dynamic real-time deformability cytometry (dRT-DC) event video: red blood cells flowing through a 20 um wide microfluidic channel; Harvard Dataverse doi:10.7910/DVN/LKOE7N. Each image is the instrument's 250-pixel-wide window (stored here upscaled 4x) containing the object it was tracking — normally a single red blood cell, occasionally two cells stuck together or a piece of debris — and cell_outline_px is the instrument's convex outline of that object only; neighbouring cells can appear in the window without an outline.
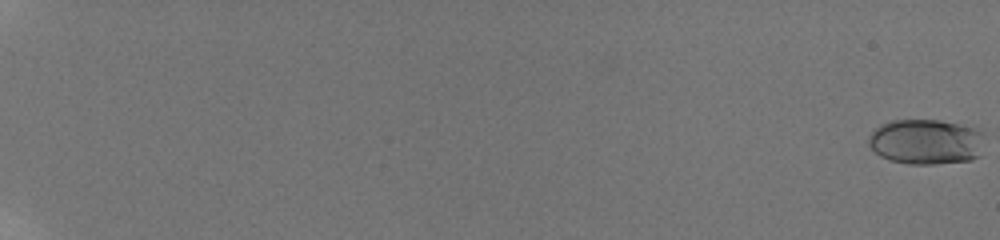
{"species": "human", "species_latin": "Homo sapiens", "temperature_condition": "room temperature", "stored_images_in_passage": 59, "camera_frame_rate_fps": 3000, "um_per_image_px": 0.085, "donor": {"sex": "male"}, "frame": {"image": 1, "passage_image": 1, "time_ms": 0.0, "image_size_px": [1000, 240], "cell_outline_px": [[984, 132], [980, 156], [972, 160], [932, 164], [908, 164], [888, 160], [880, 156], [868, 144], [868, 136], [880, 124], [888, 120], [940, 120], [972, 124]], "centroid_in_image_um": [78.76, 12.03], "position_along_channel_um": 6.2, "area_um2": 31.39}}
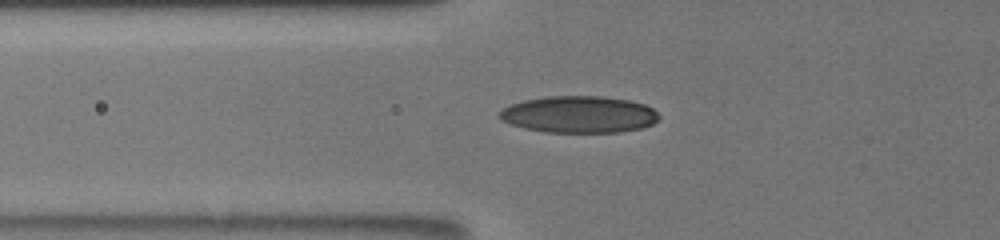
{"frame": {"image": 2, "passage_image": 27, "time_ms": 8.667, "image_size_px": [1000, 240], "cell_outline_px": [[660, 120], [652, 124], [640, 128], [616, 132], [544, 132], [524, 128], [508, 124], [500, 120], [496, 116], [496, 112], [512, 104], [524, 100], [548, 96], [600, 96], [628, 100], [644, 104], [652, 108], [660, 116]], "centroid_in_image_um": [49.16, 9.73], "position_along_channel_um": 76.6, "area_um2": 34.39}}
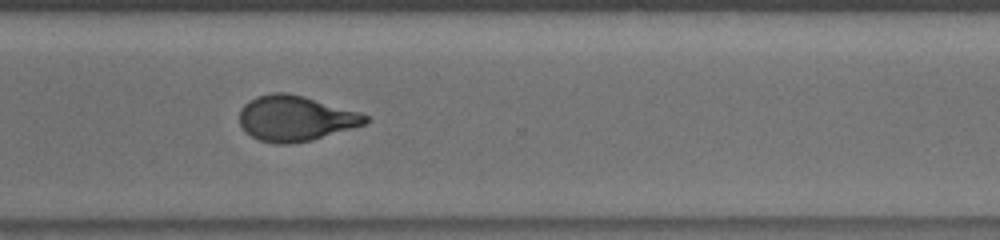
{"frame": {"image": 3, "passage_image": 48, "time_ms": 15.667, "image_size_px": [1000, 240], "cell_outline_px": [[368, 120], [364, 124], [352, 128], [312, 140], [288, 144], [276, 144], [260, 140], [252, 136], [240, 124], [240, 108], [244, 104], [256, 96], [272, 92], [288, 92], [304, 96], [360, 112], [368, 116]], "centroid_in_image_um": [25.1, 10.05], "position_along_channel_um": 345.5, "area_um2": 33.18}, "authors_computed_cell_mechanics": {"area_um2": 32.1368, "velocity_mm_per_s": 3.897, "shape_relaxation_time_tau1_ms": 6.3741, "shape_relaxation_time_tau2_ms": 0.7799, "deformation_change_tau1": 0.1947, "deformation_change_tau2": 0.0582}}